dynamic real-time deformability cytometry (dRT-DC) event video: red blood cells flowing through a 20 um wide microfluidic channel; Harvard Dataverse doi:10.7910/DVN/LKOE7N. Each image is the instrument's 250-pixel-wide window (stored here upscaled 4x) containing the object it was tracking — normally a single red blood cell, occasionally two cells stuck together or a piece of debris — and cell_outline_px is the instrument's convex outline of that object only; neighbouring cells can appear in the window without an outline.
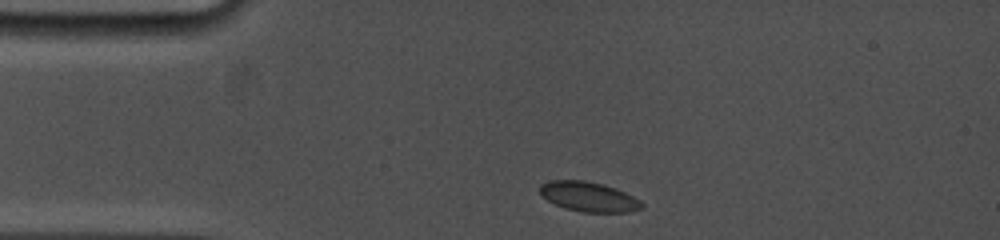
{"species": "common noctule bat (a hibernating species)", "species_latin": "Nyctalus noctula", "temperature_condition": "cold", "stored_images_in_passage": 4, "camera_frame_rate_fps": 5000, "um_per_image_px": 0.085, "animal": {"sex": "female", "body_mass_g": 19.0, "forearm_length_mm": 53.3}, "frame": {"image": 1, "passage_image": 1, "time_ms": 0.0, "image_size_px": [1000, 240], "cell_outline_px": [[644, 208], [628, 212], [580, 212], [564, 208], [548, 200], [540, 192], [540, 184], [548, 180], [584, 180], [604, 184], [616, 188], [640, 200], [644, 204]], "centroid_in_image_um": [50.06, 16.72], "position_along_channel_um": 34.9, "area_um2": 17.74}}
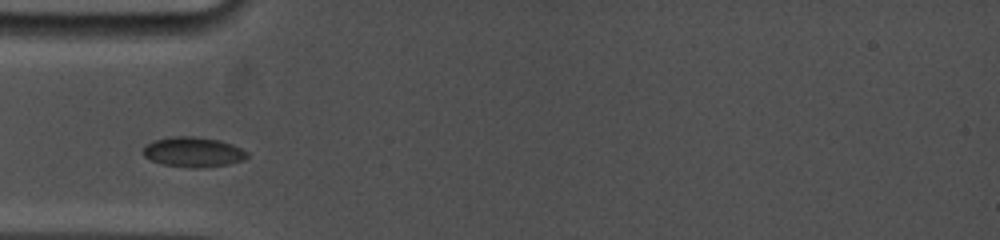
{"frame": {"image": 2, "passage_image": 3, "time_ms": 1.8, "image_size_px": [1000, 240], "cell_outline_px": [[248, 156], [244, 160], [228, 164], [196, 168], [192, 168], [164, 164], [152, 160], [144, 156], [144, 144], [156, 140], [172, 136], [196, 136], [220, 140], [232, 144], [248, 152]], "centroid_in_image_um": [16.44, 12.91], "position_along_channel_um": 68.6, "area_um2": 18.09}}
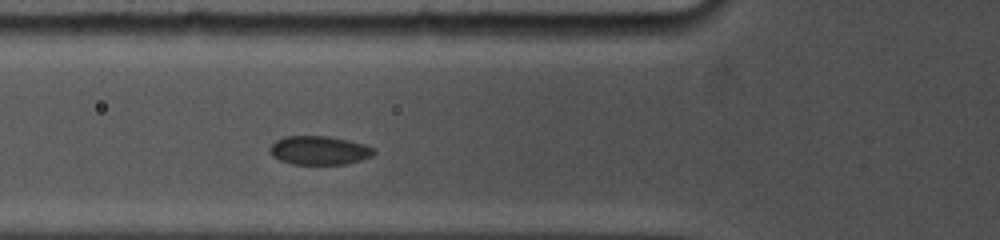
{"frame": {"image": 3, "passage_image": 4, "time_ms": 2.6, "image_size_px": [1000, 240], "cell_outline_px": [[376, 152], [372, 156], [348, 164], [292, 164], [280, 160], [272, 156], [268, 152], [268, 148], [276, 140], [284, 136], [328, 136], [348, 140], [364, 144], [376, 148]], "centroid_in_image_um": [27.13, 12.78], "position_along_channel_um": 98.7, "area_um2": 17.63}}